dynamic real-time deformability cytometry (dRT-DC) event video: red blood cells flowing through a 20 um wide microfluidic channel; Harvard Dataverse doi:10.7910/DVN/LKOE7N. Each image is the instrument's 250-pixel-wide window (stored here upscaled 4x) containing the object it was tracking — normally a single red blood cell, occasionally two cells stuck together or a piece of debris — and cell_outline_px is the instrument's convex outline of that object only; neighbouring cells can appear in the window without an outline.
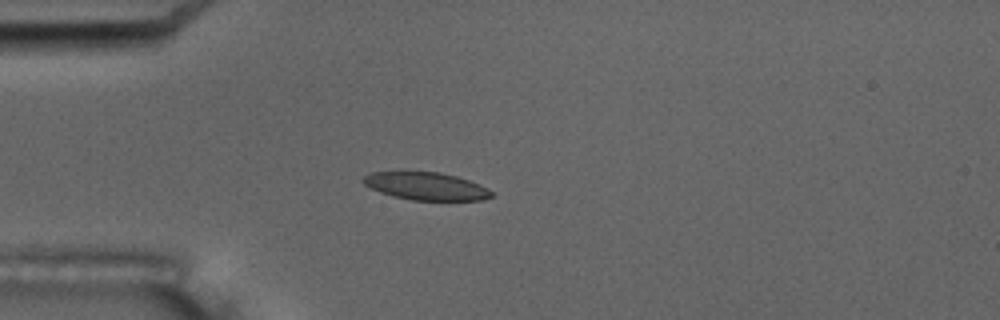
{"species": "common noctule bat (a hibernating species)", "species_latin": "Nyctalus noctula", "temperature_condition": "room temperature", "stored_images_in_passage": 6, "camera_frame_rate_fps": 3000, "um_per_image_px": 0.085, "animal": {"sex": "male", "body_mass_g": 17.5, "forearm_length_mm": 52.3}, "frame": {"image": 1, "passage_image": 5, "time_ms": 4.667, "image_size_px": [1000, 320], "cell_outline_px": [[492, 196], [484, 200], [412, 200], [392, 196], [380, 192], [364, 184], [360, 180], [368, 172], [440, 172], [456, 176], [480, 184], [488, 188], [492, 192]], "centroid_in_image_um": [36.2, 15.82], "position_along_channel_um": 48.8, "area_um2": 20.69}}